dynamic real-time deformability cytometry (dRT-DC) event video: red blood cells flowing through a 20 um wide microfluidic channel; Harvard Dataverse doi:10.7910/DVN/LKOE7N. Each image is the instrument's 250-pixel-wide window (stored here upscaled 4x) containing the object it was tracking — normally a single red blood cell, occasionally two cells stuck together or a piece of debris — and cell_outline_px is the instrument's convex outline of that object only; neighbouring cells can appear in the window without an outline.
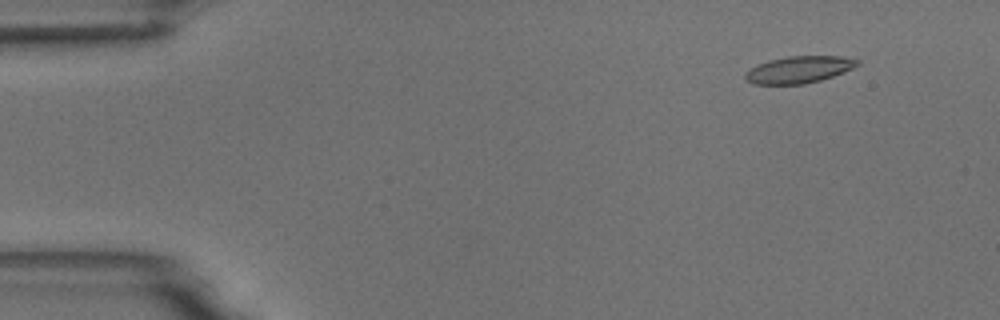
{"species": "common noctule bat (a hibernating species)", "species_latin": "Nyctalus noctula", "temperature_condition": "room temperature", "stored_images_in_passage": 4, "camera_frame_rate_fps": 3000, "um_per_image_px": 0.085, "animal": {"sex": "male", "body_mass_g": 18.8}, "frame": {"image": 1, "passage_image": 1, "time_ms": 0.0, "image_size_px": [1000, 320], "cell_outline_px": [[860, 64], [844, 72], [820, 80], [804, 84], [752, 84], [744, 76], [744, 72], [756, 64], [768, 60], [788, 56], [840, 56], [860, 60]], "centroid_in_image_um": [67.88, 5.91], "position_along_channel_um": 17.1, "area_um2": 17.63}}
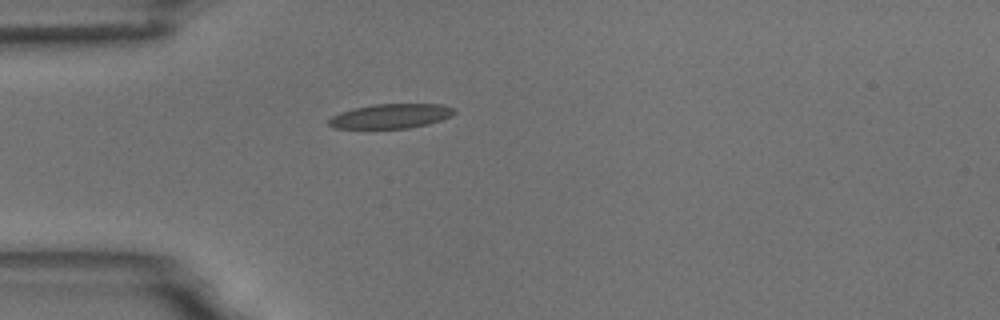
{"frame": {"image": 2, "passage_image": 4, "time_ms": 3.333, "image_size_px": [1000, 320], "cell_outline_px": [[456, 112], [452, 116], [428, 124], [408, 128], [332, 128], [328, 124], [328, 120], [332, 116], [340, 112], [352, 108], [372, 104], [440, 104], [456, 108]], "centroid_in_image_um": [33.22, 9.86], "position_along_channel_um": 51.8, "area_um2": 18.03}}